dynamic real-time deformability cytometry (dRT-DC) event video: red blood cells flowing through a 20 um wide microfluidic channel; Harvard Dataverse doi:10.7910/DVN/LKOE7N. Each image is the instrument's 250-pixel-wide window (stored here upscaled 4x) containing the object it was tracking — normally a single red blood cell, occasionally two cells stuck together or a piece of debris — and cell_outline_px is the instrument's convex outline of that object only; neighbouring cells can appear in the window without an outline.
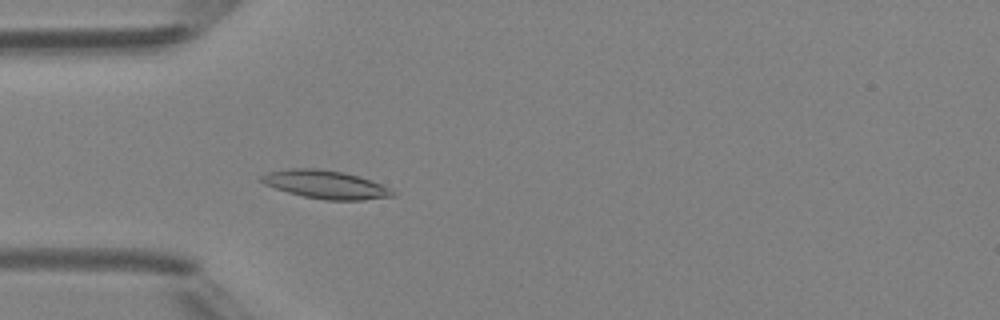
{"species": "Egyptian fruit bat (a non-hibernating species)", "species_latin": "Rousettus aegyptiacus", "temperature_condition": "room temperature", "stored_images_in_passage": 4, "camera_frame_rate_fps": 3000, "um_per_image_px": 0.085, "animal": {"sex": "female"}, "frame": {"image": 1, "passage_image": 4, "time_ms": 3.333, "image_size_px": [1000, 320], "cell_outline_px": [[396, 196], [364, 200], [324, 200], [304, 196], [288, 192], [264, 184], [256, 180], [260, 176], [268, 172], [288, 168], [320, 168], [344, 172], [360, 176], [392, 188], [396, 192]], "centroid_in_image_um": [27.69, 15.68], "position_along_channel_um": 57.3, "area_um2": 21.96}}